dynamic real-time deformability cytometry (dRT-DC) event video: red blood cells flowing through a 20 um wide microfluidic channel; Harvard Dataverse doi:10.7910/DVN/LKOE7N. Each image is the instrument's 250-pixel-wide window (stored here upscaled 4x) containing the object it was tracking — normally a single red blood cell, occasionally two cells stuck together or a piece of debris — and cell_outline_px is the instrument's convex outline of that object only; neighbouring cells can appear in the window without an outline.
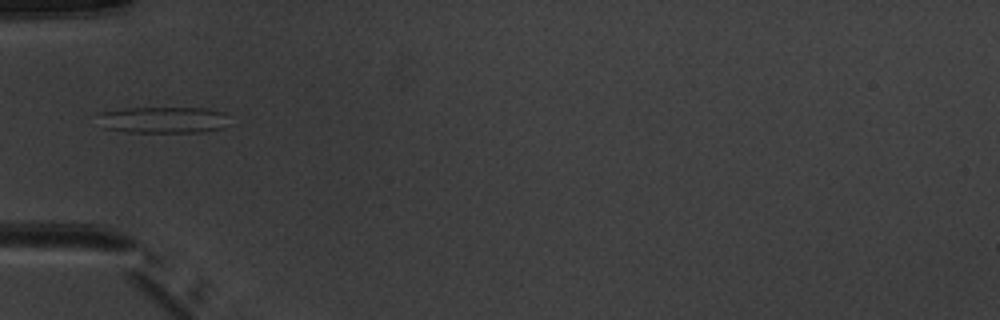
{"species": "common noctule bat (a hibernating species)", "species_latin": "Nyctalus noctula", "temperature_condition": "warm", "stored_images_in_passage": 5, "camera_frame_rate_fps": 3000, "um_per_image_px": 0.085, "animal": {"sex": "male", "body_mass_g": 20.1, "forearm_length_mm": 53.5}, "frame": {"image": 1, "passage_image": 5, "time_ms": 5.333, "image_size_px": [1000, 320], "cell_outline_px": [[224, 128], [200, 132], [128, 132], [100, 128], [100, 112], [124, 108], [208, 108], [224, 112]], "centroid_in_image_um": [13.8, 10.19], "position_along_channel_um": 71.2, "area_um2": 20.17}}